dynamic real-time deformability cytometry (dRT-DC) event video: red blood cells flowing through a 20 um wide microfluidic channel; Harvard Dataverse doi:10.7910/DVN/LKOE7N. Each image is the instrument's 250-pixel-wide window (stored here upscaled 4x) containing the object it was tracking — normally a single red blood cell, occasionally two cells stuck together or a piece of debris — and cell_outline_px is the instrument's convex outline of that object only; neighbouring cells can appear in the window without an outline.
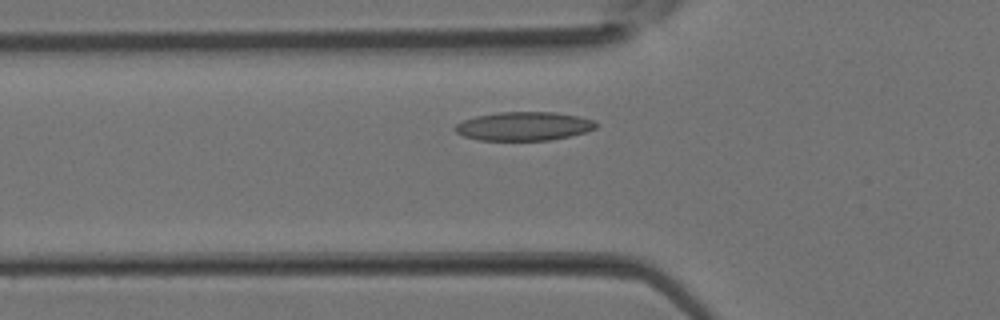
{"species": "Egyptian fruit bat (a non-hibernating species)", "species_latin": "Rousettus aegyptiacus", "temperature_condition": "room temperature", "stored_images_in_passage": 31, "camera_frame_rate_fps": 3000, "um_per_image_px": 0.085, "animal": {"sex": "female"}, "frame": {"image": 1, "passage_image": 7, "time_ms": 2.0, "image_size_px": [1000, 320], "cell_outline_px": [[600, 124], [596, 128], [584, 132], [568, 136], [548, 140], [480, 140], [464, 136], [456, 132], [452, 128], [456, 124], [464, 120], [476, 116], [500, 112], [556, 112], [580, 116], [596, 120]], "centroid_in_image_um": [44.56, 10.72], "position_along_channel_um": 81.2, "area_um2": 23.64}}
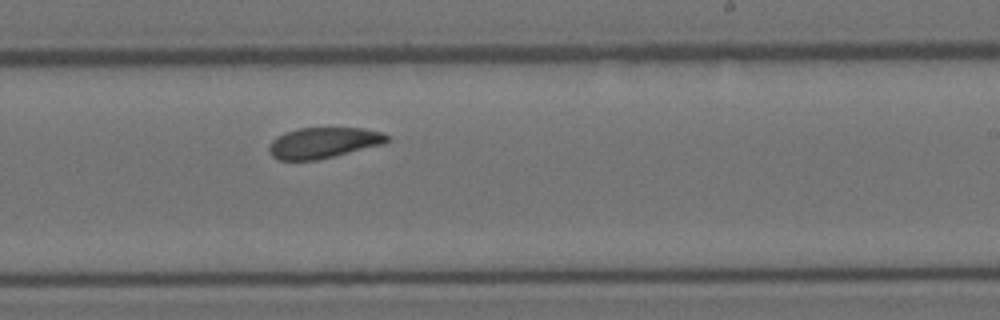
{"frame": {"image": 2, "passage_image": 17, "time_ms": 5.333, "image_size_px": [1000, 320], "cell_outline_px": [[392, 140], [384, 144], [316, 160], [276, 160], [268, 152], [268, 148], [272, 140], [276, 136], [284, 132], [300, 128], [364, 128], [384, 132]], "centroid_in_image_um": [27.49, 12.13], "position_along_channel_um": 261.5, "area_um2": 21.39}}
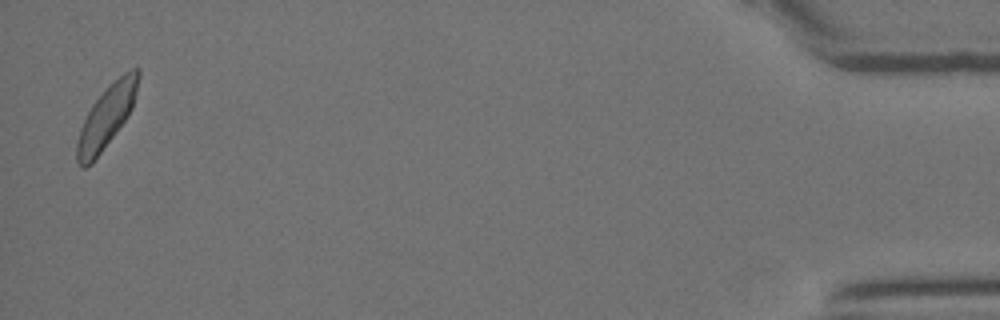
{"frame": {"image": 3, "passage_image": 31, "time_ms": 10.0, "image_size_px": [1000, 320], "cell_outline_px": [[140, 76], [132, 108], [128, 116], [92, 164], [84, 168], [80, 168], [76, 160], [76, 144], [80, 128], [92, 104], [124, 72], [132, 68], [140, 68]], "centroid_in_image_um": [9.04, 9.97], "position_along_channel_um": 426.2, "area_um2": 21.85}}